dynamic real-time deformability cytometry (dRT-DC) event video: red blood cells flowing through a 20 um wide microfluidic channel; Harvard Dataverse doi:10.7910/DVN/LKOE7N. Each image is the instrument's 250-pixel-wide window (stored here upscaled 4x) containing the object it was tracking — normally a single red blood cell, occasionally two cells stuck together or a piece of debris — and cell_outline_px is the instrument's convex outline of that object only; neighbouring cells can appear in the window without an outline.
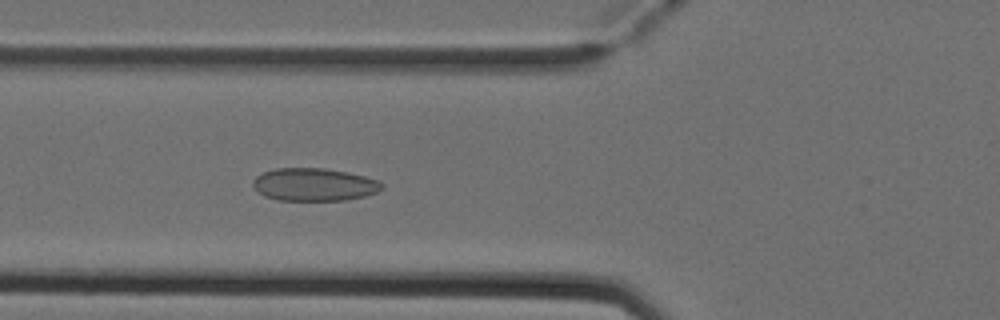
{"species": "Egyptian fruit bat (a non-hibernating species)", "species_latin": "Rousettus aegyptiacus", "temperature_condition": "cold", "stored_images_in_passage": 5, "camera_frame_rate_fps": 3000, "um_per_image_px": 0.085, "animal": {"sex": "female"}, "frame": {"image": 1, "passage_image": 5, "time_ms": 1.333, "image_size_px": [1000, 320], "cell_outline_px": [[384, 188], [376, 192], [364, 196], [344, 200], [276, 200], [264, 196], [252, 184], [252, 180], [256, 176], [264, 172], [276, 168], [324, 168], [348, 172], [364, 176], [376, 180], [384, 184]], "centroid_in_image_um": [26.7, 15.68], "position_along_channel_um": 99.1, "area_um2": 24.57}}